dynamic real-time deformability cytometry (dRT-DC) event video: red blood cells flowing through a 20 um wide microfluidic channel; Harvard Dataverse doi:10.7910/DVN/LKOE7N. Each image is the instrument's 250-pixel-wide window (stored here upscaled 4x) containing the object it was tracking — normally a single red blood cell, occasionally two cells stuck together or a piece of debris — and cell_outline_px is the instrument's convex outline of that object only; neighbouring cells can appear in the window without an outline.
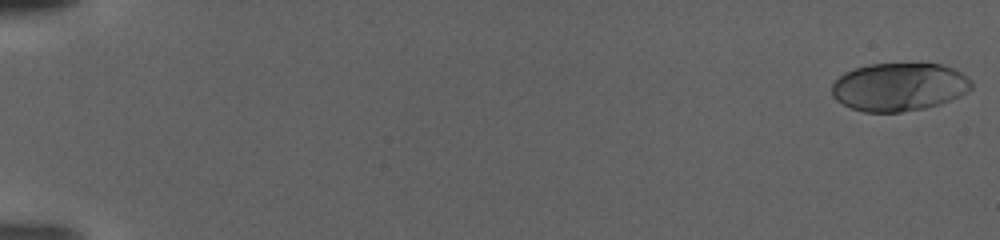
{"species": "human", "species_latin": "Homo sapiens", "temperature_condition": "warm", "stored_images_in_passage": 110, "camera_frame_rate_fps": 3000, "um_per_image_px": 0.085, "donor": {"sex": "female"}, "frame": {"image": 1, "passage_image": 2, "time_ms": 0.333, "image_size_px": [1000, 240], "cell_outline_px": [[972, 88], [968, 92], [952, 100], [940, 104], [924, 108], [900, 112], [864, 112], [852, 108], [836, 100], [832, 96], [832, 84], [844, 72], [856, 68], [872, 64], [940, 64], [952, 68], [968, 76], [972, 80]], "centroid_in_image_um": [76.45, 7.39], "position_along_channel_um": 8.5, "area_um2": 39.19}}
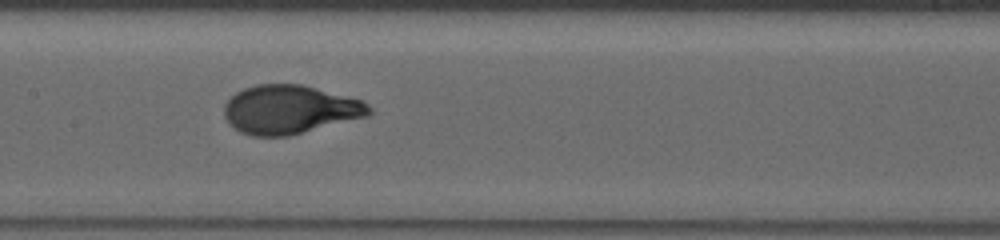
{"frame": {"image": 2, "passage_image": 59, "time_ms": 19.333, "image_size_px": [1000, 240], "cell_outline_px": [[372, 112], [368, 116], [288, 136], [252, 136], [240, 132], [228, 124], [224, 116], [224, 104], [236, 92], [244, 88], [256, 84], [300, 84], [364, 100], [372, 108]], "centroid_in_image_um": [24.62, 9.31], "position_along_channel_um": 182.8, "area_um2": 41.27}}
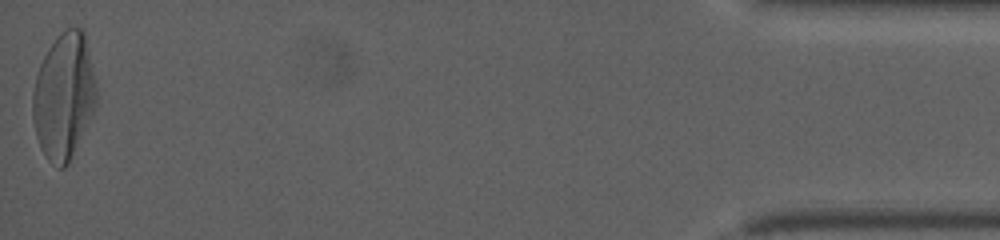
{"frame": {"image": 3, "passage_image": 110, "time_ms": 36.333, "image_size_px": [1000, 240], "cell_outline_px": [[96, 104], [92, 116], [68, 164], [64, 168], [60, 168], [48, 160], [40, 148], [36, 136], [32, 116], [32, 92], [36, 76], [40, 64], [48, 48], [60, 32], [68, 28], [80, 28], [84, 32], [96, 84]], "centroid_in_image_um": [5.41, 8.19], "position_along_channel_um": 429.8, "area_um2": 46.76}}